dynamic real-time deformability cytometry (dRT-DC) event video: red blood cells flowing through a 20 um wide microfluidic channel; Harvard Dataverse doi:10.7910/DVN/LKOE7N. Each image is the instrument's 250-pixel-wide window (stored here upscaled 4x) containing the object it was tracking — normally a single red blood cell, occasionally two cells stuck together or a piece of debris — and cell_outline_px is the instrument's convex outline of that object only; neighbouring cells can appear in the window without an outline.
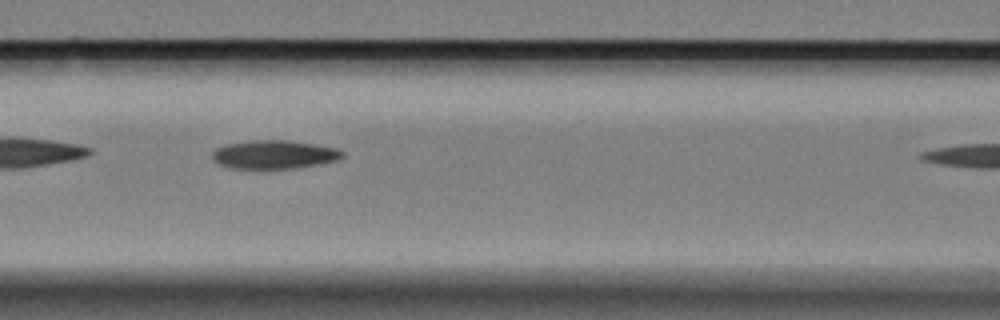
{"species": "Egyptian fruit bat (a non-hibernating species)", "species_latin": "Rousettus aegyptiacus", "temperature_condition": "cold", "stored_images_in_passage": 15, "camera_frame_rate_fps": 3000, "um_per_image_px": 0.085, "animal": {"sex": "female"}, "frame": {"image": 1, "passage_image": 7, "time_ms": 2.0, "image_size_px": [1000, 320], "cell_outline_px": [[344, 156], [340, 160], [296, 168], [228, 168], [216, 164], [212, 160], [212, 152], [216, 148], [224, 144], [252, 140], [284, 140], [312, 144], [336, 148], [344, 152]], "centroid_in_image_um": [23.26, 13.14], "position_along_channel_um": 143.3, "area_um2": 21.73}}
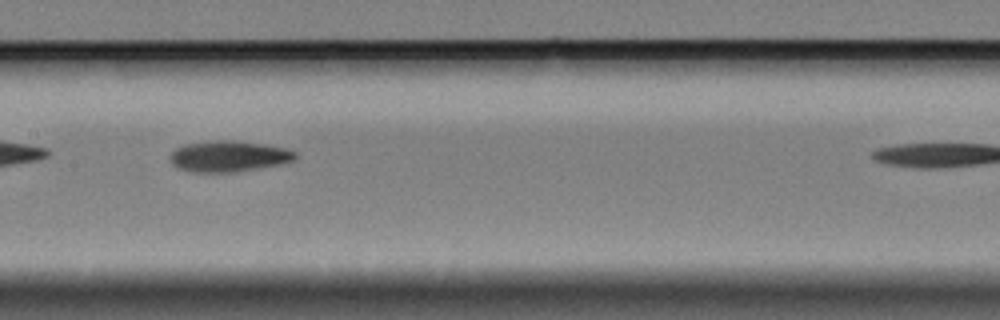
{"frame": {"image": 2, "passage_image": 11, "time_ms": 3.333, "image_size_px": [1000, 320], "cell_outline_px": [[296, 156], [292, 160], [280, 164], [236, 172], [200, 172], [180, 168], [172, 164], [172, 152], [176, 148], [184, 144], [216, 140], [236, 140], [264, 144], [284, 148], [296, 152]], "centroid_in_image_um": [19.45, 13.27], "position_along_channel_um": 187.9, "area_um2": 22.25}}